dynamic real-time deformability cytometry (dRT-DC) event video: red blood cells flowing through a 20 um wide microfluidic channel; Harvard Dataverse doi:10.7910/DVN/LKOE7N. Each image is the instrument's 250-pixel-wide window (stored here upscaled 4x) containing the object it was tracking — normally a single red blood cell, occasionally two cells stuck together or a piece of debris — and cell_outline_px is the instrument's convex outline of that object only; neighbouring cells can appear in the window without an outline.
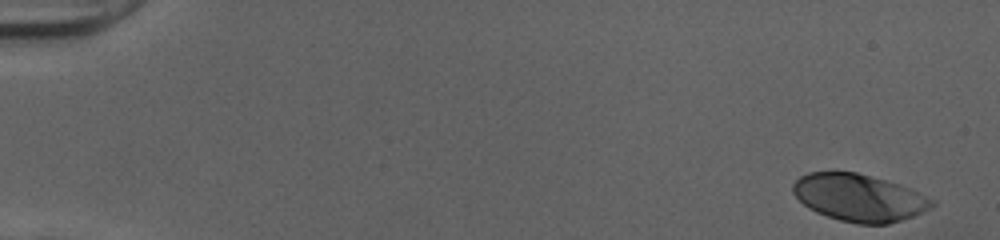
{"species": "human", "species_latin": "Homo sapiens", "temperature_condition": "cold", "stored_images_in_passage": 43, "camera_frame_rate_fps": 3000, "um_per_image_px": 0.085, "donor": {"sex": "female"}, "frame": {"image": 1, "passage_image": 1, "time_ms": 0.0, "image_size_px": [1000, 240], "cell_outline_px": [[936, 204], [932, 208], [924, 212], [888, 224], [856, 224], [840, 220], [816, 212], [808, 208], [792, 192], [792, 184], [800, 176], [808, 172], [856, 172], [900, 184], [936, 200]], "centroid_in_image_um": [73.04, 16.8], "position_along_channel_um": 12.0, "area_um2": 38.32}}
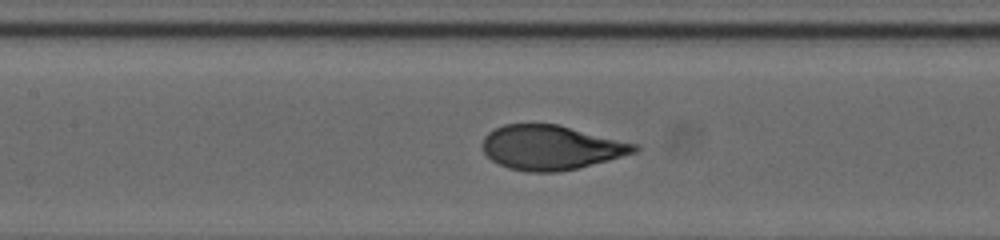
{"frame": {"image": 2, "passage_image": 24, "time_ms": 7.667, "image_size_px": [1000, 240], "cell_outline_px": [[640, 148], [636, 152], [608, 160], [560, 172], [528, 172], [508, 168], [492, 160], [484, 152], [484, 136], [488, 132], [504, 124], [560, 124], [640, 144]], "centroid_in_image_um": [46.89, 12.53], "position_along_channel_um": 160.5, "area_um2": 39.48}}
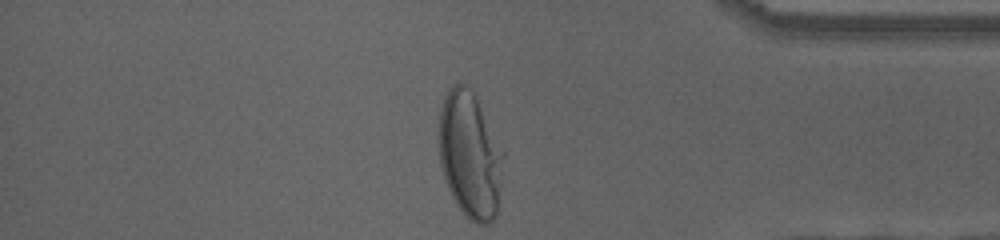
{"frame": {"image": 3, "passage_image": 43, "time_ms": 14.0, "image_size_px": [1000, 240], "cell_outline_px": [[504, 156], [496, 212], [492, 220], [488, 224], [476, 224], [468, 220], [456, 204], [448, 188], [440, 164], [440, 108], [444, 96], [452, 84], [468, 84], [504, 152]], "centroid_in_image_um": [39.94, 13.19], "position_along_channel_um": 395.3, "area_um2": 46.88}, "authors_computed_cell_mechanics": {"area_um2": 39.7086, "velocity_mm_per_s": 4.0159, "shape_relaxation_time_tau1_ms": 3.7636, "shape_relaxation_time_tau2_ms": null, "deformation_change_tau1": 0.2154, "deformation_change_tau2": null}}